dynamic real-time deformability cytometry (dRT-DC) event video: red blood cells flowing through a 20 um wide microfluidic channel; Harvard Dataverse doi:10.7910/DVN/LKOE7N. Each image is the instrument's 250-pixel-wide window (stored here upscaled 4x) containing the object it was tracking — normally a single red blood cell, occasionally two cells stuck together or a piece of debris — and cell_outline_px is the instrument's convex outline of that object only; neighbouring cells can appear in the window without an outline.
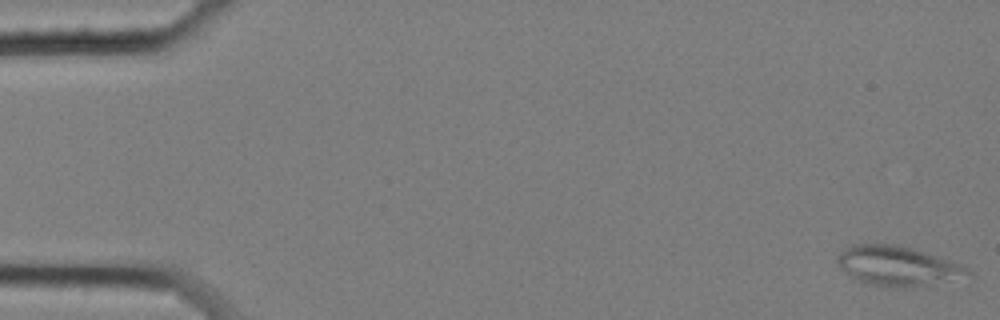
{"species": "common noctule bat (a hibernating species)", "species_latin": "Nyctalus noctula", "temperature_condition": "cold", "stored_images_in_passage": 58, "camera_frame_rate_fps": 3000, "um_per_image_px": 0.085, "animal": {"sex": "female", "body_mass_g": 25.1}, "frame": {"image": 1, "passage_image": 1, "time_ms": 0.0, "image_size_px": [1000, 320], "cell_outline_px": [[972, 280], [908, 288], [896, 288], [864, 284], [840, 268], [836, 260], [836, 256], [844, 248], [852, 244], [900, 244], [960, 264], [968, 268], [972, 272]], "centroid_in_image_um": [76.41, 22.65], "position_along_channel_um": 8.6, "area_um2": 31.21}}
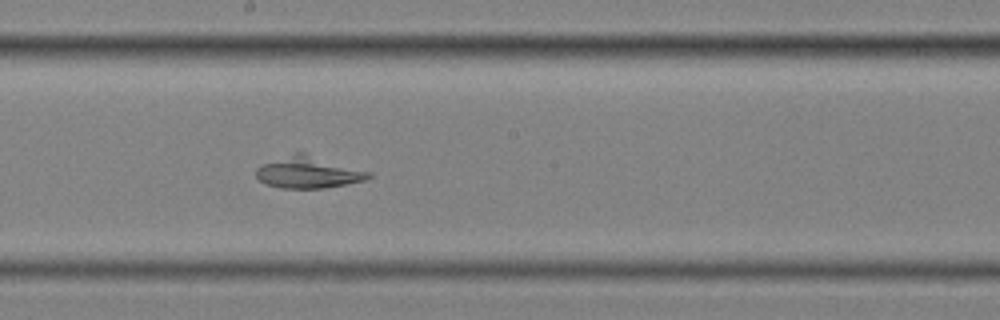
{"frame": {"image": 2, "passage_image": 32, "time_ms": 10.333, "image_size_px": [1000, 320], "cell_outline_px": [[372, 176], [364, 180], [324, 188], [280, 188], [264, 184], [256, 176], [256, 168], [264, 164], [296, 152], [304, 152], [372, 172]], "centroid_in_image_um": [26.22, 14.65], "position_along_channel_um": 222.0, "area_um2": 20.63}}
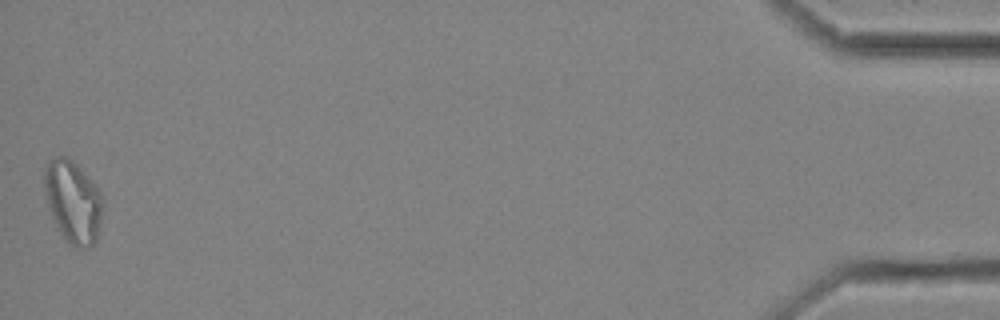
{"frame": {"image": 3, "passage_image": 58, "time_ms": 19.0, "image_size_px": [1000, 320], "cell_outline_px": [[104, 200], [96, 240], [88, 248], [76, 248], [56, 228], [52, 220], [48, 208], [44, 192], [44, 172], [48, 164], [56, 156], [64, 156], [72, 160], [88, 176], [100, 192]], "centroid_in_image_um": [6.19, 17.15], "position_along_channel_um": 429.0, "area_um2": 27.86}}